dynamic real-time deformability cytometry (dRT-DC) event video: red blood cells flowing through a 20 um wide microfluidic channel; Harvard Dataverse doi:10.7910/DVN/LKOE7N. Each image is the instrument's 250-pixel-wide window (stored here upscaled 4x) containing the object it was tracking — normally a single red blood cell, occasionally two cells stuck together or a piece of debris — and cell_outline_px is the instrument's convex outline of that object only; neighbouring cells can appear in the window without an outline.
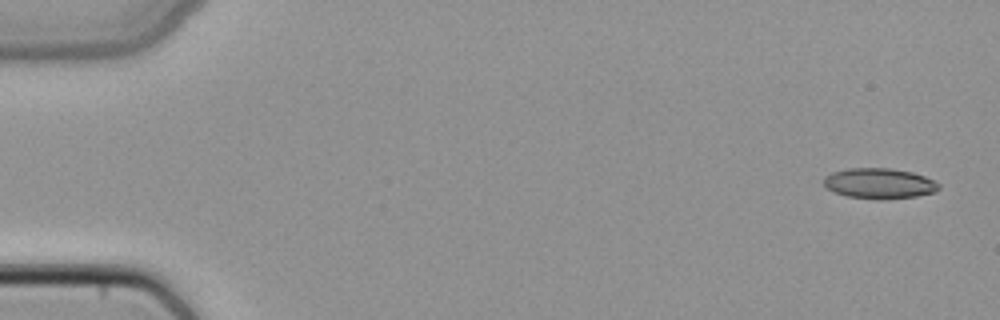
{"species": "common noctule bat (a hibernating species)", "species_latin": "Nyctalus noctula", "temperature_condition": "cold", "stored_images_in_passage": 5, "camera_frame_rate_fps": 3000, "um_per_image_px": 0.085, "animal": {"sex": "female", "body_mass_g": 22.7, "forearm_length_mm": 54.2}, "frame": {"image": 1, "passage_image": 1, "time_ms": 0.0, "image_size_px": [1000, 320], "cell_outline_px": [[940, 188], [936, 192], [916, 196], [884, 200], [876, 200], [848, 196], [832, 192], [824, 184], [824, 176], [832, 172], [848, 168], [888, 168], [912, 172], [924, 176], [940, 184]], "centroid_in_image_um": [74.74, 15.6], "position_along_channel_um": 10.3, "area_um2": 20.58}}